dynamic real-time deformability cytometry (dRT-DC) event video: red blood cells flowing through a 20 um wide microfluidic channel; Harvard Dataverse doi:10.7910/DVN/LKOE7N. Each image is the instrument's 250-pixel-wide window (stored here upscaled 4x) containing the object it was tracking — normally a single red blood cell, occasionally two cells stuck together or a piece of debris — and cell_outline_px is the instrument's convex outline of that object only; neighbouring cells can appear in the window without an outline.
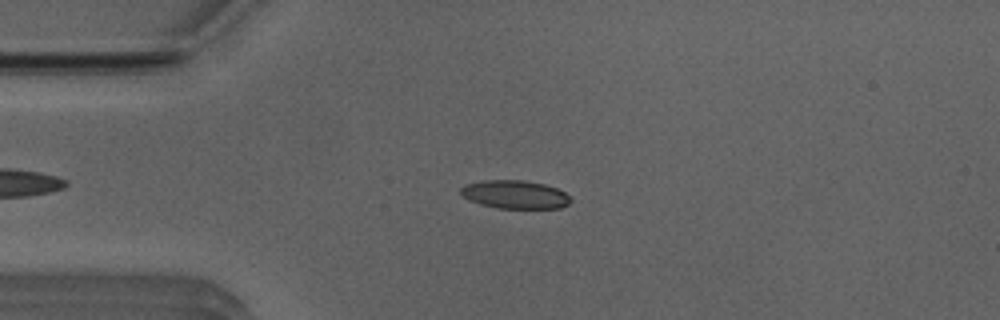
{"species": "Egyptian fruit bat (a non-hibernating species)", "species_latin": "Rousettus aegyptiacus", "temperature_condition": "room temperature", "stored_images_in_passage": 47, "camera_frame_rate_fps": 3000, "um_per_image_px": 0.085, "animal": {"sex": "male"}, "frame": {"image": 1, "passage_image": 12, "time_ms": 3.667, "image_size_px": [1000, 320], "cell_outline_px": [[572, 200], [568, 204], [560, 208], [496, 208], [480, 204], [468, 200], [460, 192], [460, 188], [464, 184], [484, 180], [524, 180], [544, 184], [556, 188], [564, 192]], "centroid_in_image_um": [43.74, 16.53], "position_along_channel_um": 41.3, "area_um2": 18.15}}
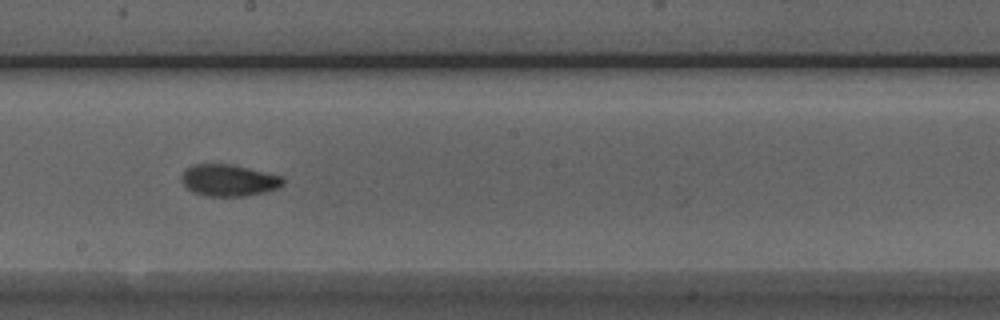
{"frame": {"image": 2, "passage_image": 28, "time_ms": 9.0, "image_size_px": [1000, 320], "cell_outline_px": [[284, 184], [276, 188], [264, 192], [244, 196], [208, 196], [192, 192], [180, 180], [180, 176], [184, 168], [192, 164], [232, 164], [280, 176], [284, 180]], "centroid_in_image_um": [19.37, 15.32], "position_along_channel_um": 228.8, "area_um2": 18.73}}
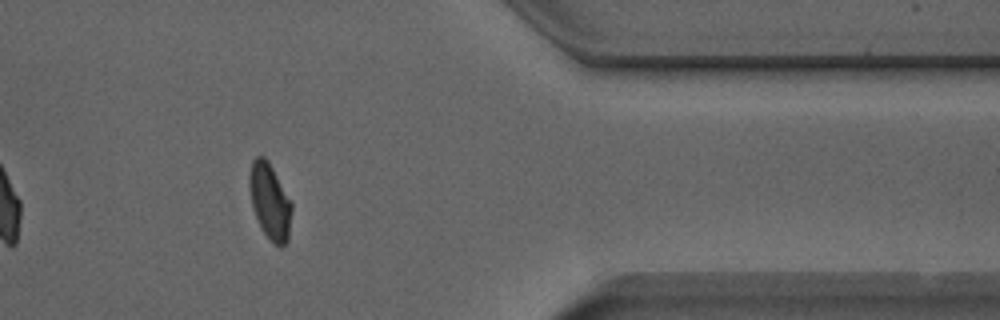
{"frame": {"image": 3, "passage_image": 42, "time_ms": 13.667, "image_size_px": [1000, 320], "cell_outline_px": [[292, 208], [288, 240], [280, 248], [264, 232], [252, 208], [248, 184], [248, 180], [252, 160], [256, 156], [264, 156], [268, 160], [292, 200]], "centroid_in_image_um": [22.94, 17.06], "position_along_channel_um": 388.5, "area_um2": 18.79}, "authors_computed_cell_mechanics": {"area_um2": 18.3226, "velocity_mm_per_s": 3.9367, "shape_relaxation_time_tau1_ms": 7.2836, "shape_relaxation_time_tau2_ms": 1.3671, "deformation_change_tau1": 0.1731, "deformation_change_tau2": 0.0612}}